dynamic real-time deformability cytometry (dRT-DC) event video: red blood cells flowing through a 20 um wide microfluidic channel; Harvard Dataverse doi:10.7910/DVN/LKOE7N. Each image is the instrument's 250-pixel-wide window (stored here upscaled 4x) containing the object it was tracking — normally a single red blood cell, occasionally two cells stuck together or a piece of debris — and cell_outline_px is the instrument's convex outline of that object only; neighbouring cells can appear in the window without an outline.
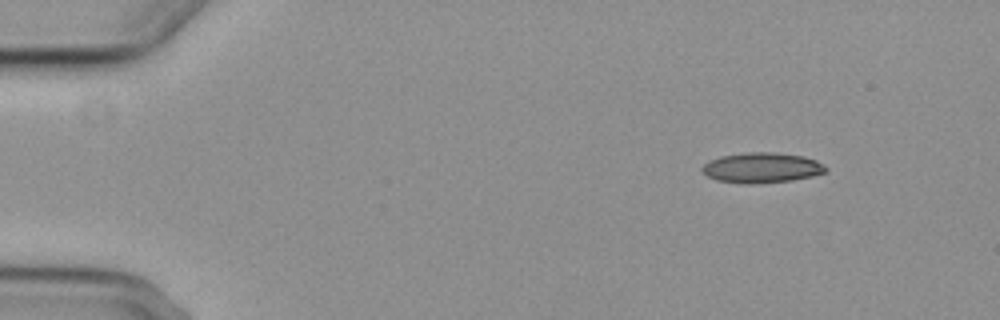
{"species": "common noctule bat (a hibernating species)", "species_latin": "Nyctalus noctula", "temperature_condition": "cold", "stored_images_in_passage": 3, "camera_frame_rate_fps": 3000, "um_per_image_px": 0.085, "animal": {"sex": "female", "body_mass_g": 29.2, "forearm_length_mm": 56.3}, "frame": {"image": 1, "passage_image": 1, "time_ms": 0.0, "image_size_px": [1000, 320], "cell_outline_px": [[828, 172], [812, 176], [792, 180], [752, 184], [740, 184], [716, 180], [708, 176], [700, 168], [708, 160], [720, 156], [744, 152], [776, 152], [804, 156], [816, 160], [824, 164], [828, 168]], "centroid_in_image_um": [64.76, 14.25], "position_along_channel_um": 20.2, "area_um2": 22.14}}